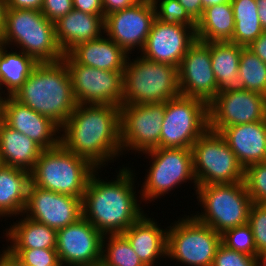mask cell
I'll list each match as a JSON object with an SVG mask.
<instances>
[{"label": "cell", "mask_w": 266, "mask_h": 266, "mask_svg": "<svg viewBox=\"0 0 266 266\" xmlns=\"http://www.w3.org/2000/svg\"><path fill=\"white\" fill-rule=\"evenodd\" d=\"M97 168L62 144L45 149L30 172L34 186L83 198L91 174Z\"/></svg>", "instance_id": "6"}, {"label": "cell", "mask_w": 266, "mask_h": 266, "mask_svg": "<svg viewBox=\"0 0 266 266\" xmlns=\"http://www.w3.org/2000/svg\"><path fill=\"white\" fill-rule=\"evenodd\" d=\"M242 48L243 46L232 42H209L218 93L245 90V83L238 74Z\"/></svg>", "instance_id": "25"}, {"label": "cell", "mask_w": 266, "mask_h": 266, "mask_svg": "<svg viewBox=\"0 0 266 266\" xmlns=\"http://www.w3.org/2000/svg\"><path fill=\"white\" fill-rule=\"evenodd\" d=\"M101 262L106 266H145L122 233L103 236Z\"/></svg>", "instance_id": "32"}, {"label": "cell", "mask_w": 266, "mask_h": 266, "mask_svg": "<svg viewBox=\"0 0 266 266\" xmlns=\"http://www.w3.org/2000/svg\"><path fill=\"white\" fill-rule=\"evenodd\" d=\"M197 40L196 27L163 23L155 19L140 55L178 68L189 47Z\"/></svg>", "instance_id": "19"}, {"label": "cell", "mask_w": 266, "mask_h": 266, "mask_svg": "<svg viewBox=\"0 0 266 266\" xmlns=\"http://www.w3.org/2000/svg\"><path fill=\"white\" fill-rule=\"evenodd\" d=\"M194 193L201 212L196 209L191 215L220 235L248 223L252 200L244 181L201 185Z\"/></svg>", "instance_id": "5"}, {"label": "cell", "mask_w": 266, "mask_h": 266, "mask_svg": "<svg viewBox=\"0 0 266 266\" xmlns=\"http://www.w3.org/2000/svg\"><path fill=\"white\" fill-rule=\"evenodd\" d=\"M164 115L165 102L120 106L122 156L159 148Z\"/></svg>", "instance_id": "12"}, {"label": "cell", "mask_w": 266, "mask_h": 266, "mask_svg": "<svg viewBox=\"0 0 266 266\" xmlns=\"http://www.w3.org/2000/svg\"><path fill=\"white\" fill-rule=\"evenodd\" d=\"M16 266H26L22 265L15 257L13 256H7Z\"/></svg>", "instance_id": "52"}, {"label": "cell", "mask_w": 266, "mask_h": 266, "mask_svg": "<svg viewBox=\"0 0 266 266\" xmlns=\"http://www.w3.org/2000/svg\"><path fill=\"white\" fill-rule=\"evenodd\" d=\"M78 64L108 71H124L129 55L105 33L75 46L68 53Z\"/></svg>", "instance_id": "24"}, {"label": "cell", "mask_w": 266, "mask_h": 266, "mask_svg": "<svg viewBox=\"0 0 266 266\" xmlns=\"http://www.w3.org/2000/svg\"><path fill=\"white\" fill-rule=\"evenodd\" d=\"M6 9L7 7L5 0H0V36L4 29Z\"/></svg>", "instance_id": "47"}, {"label": "cell", "mask_w": 266, "mask_h": 266, "mask_svg": "<svg viewBox=\"0 0 266 266\" xmlns=\"http://www.w3.org/2000/svg\"><path fill=\"white\" fill-rule=\"evenodd\" d=\"M140 1L141 0H102L104 16L118 10L132 7Z\"/></svg>", "instance_id": "42"}, {"label": "cell", "mask_w": 266, "mask_h": 266, "mask_svg": "<svg viewBox=\"0 0 266 266\" xmlns=\"http://www.w3.org/2000/svg\"><path fill=\"white\" fill-rule=\"evenodd\" d=\"M3 121L9 127L28 136L44 150L61 144V127L57 123L21 104L12 96L5 98Z\"/></svg>", "instance_id": "20"}, {"label": "cell", "mask_w": 266, "mask_h": 266, "mask_svg": "<svg viewBox=\"0 0 266 266\" xmlns=\"http://www.w3.org/2000/svg\"><path fill=\"white\" fill-rule=\"evenodd\" d=\"M44 149L28 136L0 123V155L3 164L31 172Z\"/></svg>", "instance_id": "27"}, {"label": "cell", "mask_w": 266, "mask_h": 266, "mask_svg": "<svg viewBox=\"0 0 266 266\" xmlns=\"http://www.w3.org/2000/svg\"><path fill=\"white\" fill-rule=\"evenodd\" d=\"M0 44L17 47L38 63L60 61L64 55L57 42L54 23L38 10L6 9Z\"/></svg>", "instance_id": "4"}, {"label": "cell", "mask_w": 266, "mask_h": 266, "mask_svg": "<svg viewBox=\"0 0 266 266\" xmlns=\"http://www.w3.org/2000/svg\"><path fill=\"white\" fill-rule=\"evenodd\" d=\"M23 215L58 230L82 217V199L30 183Z\"/></svg>", "instance_id": "18"}, {"label": "cell", "mask_w": 266, "mask_h": 266, "mask_svg": "<svg viewBox=\"0 0 266 266\" xmlns=\"http://www.w3.org/2000/svg\"><path fill=\"white\" fill-rule=\"evenodd\" d=\"M73 10V0H43L41 13L51 22H56Z\"/></svg>", "instance_id": "40"}, {"label": "cell", "mask_w": 266, "mask_h": 266, "mask_svg": "<svg viewBox=\"0 0 266 266\" xmlns=\"http://www.w3.org/2000/svg\"><path fill=\"white\" fill-rule=\"evenodd\" d=\"M156 19L152 0H141L132 7L105 16L104 33L128 55L142 51Z\"/></svg>", "instance_id": "14"}, {"label": "cell", "mask_w": 266, "mask_h": 266, "mask_svg": "<svg viewBox=\"0 0 266 266\" xmlns=\"http://www.w3.org/2000/svg\"><path fill=\"white\" fill-rule=\"evenodd\" d=\"M61 144L97 169L120 160V106L77 104L61 127Z\"/></svg>", "instance_id": "2"}, {"label": "cell", "mask_w": 266, "mask_h": 266, "mask_svg": "<svg viewBox=\"0 0 266 266\" xmlns=\"http://www.w3.org/2000/svg\"><path fill=\"white\" fill-rule=\"evenodd\" d=\"M235 19L231 2L204 9L196 22V38L203 42H231Z\"/></svg>", "instance_id": "29"}, {"label": "cell", "mask_w": 266, "mask_h": 266, "mask_svg": "<svg viewBox=\"0 0 266 266\" xmlns=\"http://www.w3.org/2000/svg\"><path fill=\"white\" fill-rule=\"evenodd\" d=\"M96 266H106L102 262L98 263Z\"/></svg>", "instance_id": "55"}, {"label": "cell", "mask_w": 266, "mask_h": 266, "mask_svg": "<svg viewBox=\"0 0 266 266\" xmlns=\"http://www.w3.org/2000/svg\"><path fill=\"white\" fill-rule=\"evenodd\" d=\"M136 56L129 55L123 72V105L167 102L180 95L177 67Z\"/></svg>", "instance_id": "7"}, {"label": "cell", "mask_w": 266, "mask_h": 266, "mask_svg": "<svg viewBox=\"0 0 266 266\" xmlns=\"http://www.w3.org/2000/svg\"><path fill=\"white\" fill-rule=\"evenodd\" d=\"M208 128V104L200 98L179 95L165 102L160 147L191 149Z\"/></svg>", "instance_id": "11"}, {"label": "cell", "mask_w": 266, "mask_h": 266, "mask_svg": "<svg viewBox=\"0 0 266 266\" xmlns=\"http://www.w3.org/2000/svg\"><path fill=\"white\" fill-rule=\"evenodd\" d=\"M178 2L195 22L202 17L203 7L201 0H178Z\"/></svg>", "instance_id": "44"}, {"label": "cell", "mask_w": 266, "mask_h": 266, "mask_svg": "<svg viewBox=\"0 0 266 266\" xmlns=\"http://www.w3.org/2000/svg\"><path fill=\"white\" fill-rule=\"evenodd\" d=\"M4 166L1 155H0V169Z\"/></svg>", "instance_id": "53"}, {"label": "cell", "mask_w": 266, "mask_h": 266, "mask_svg": "<svg viewBox=\"0 0 266 266\" xmlns=\"http://www.w3.org/2000/svg\"><path fill=\"white\" fill-rule=\"evenodd\" d=\"M243 181L252 203L266 204V161L247 166Z\"/></svg>", "instance_id": "36"}, {"label": "cell", "mask_w": 266, "mask_h": 266, "mask_svg": "<svg viewBox=\"0 0 266 266\" xmlns=\"http://www.w3.org/2000/svg\"><path fill=\"white\" fill-rule=\"evenodd\" d=\"M62 127L77 106L71 77L63 60L38 63L12 96Z\"/></svg>", "instance_id": "3"}, {"label": "cell", "mask_w": 266, "mask_h": 266, "mask_svg": "<svg viewBox=\"0 0 266 266\" xmlns=\"http://www.w3.org/2000/svg\"><path fill=\"white\" fill-rule=\"evenodd\" d=\"M231 5L235 19L231 42L248 47L264 32L256 0H231Z\"/></svg>", "instance_id": "31"}, {"label": "cell", "mask_w": 266, "mask_h": 266, "mask_svg": "<svg viewBox=\"0 0 266 266\" xmlns=\"http://www.w3.org/2000/svg\"><path fill=\"white\" fill-rule=\"evenodd\" d=\"M0 44L2 93L13 96L25 83L38 62L26 53ZM15 51V52H14Z\"/></svg>", "instance_id": "30"}, {"label": "cell", "mask_w": 266, "mask_h": 266, "mask_svg": "<svg viewBox=\"0 0 266 266\" xmlns=\"http://www.w3.org/2000/svg\"><path fill=\"white\" fill-rule=\"evenodd\" d=\"M146 212L122 234L145 266H158L166 262L167 227H163ZM159 224V225H158ZM166 227V228H165ZM159 260V261H158Z\"/></svg>", "instance_id": "21"}, {"label": "cell", "mask_w": 266, "mask_h": 266, "mask_svg": "<svg viewBox=\"0 0 266 266\" xmlns=\"http://www.w3.org/2000/svg\"><path fill=\"white\" fill-rule=\"evenodd\" d=\"M248 224L253 231L256 257H258V254L266 251V204H251Z\"/></svg>", "instance_id": "38"}, {"label": "cell", "mask_w": 266, "mask_h": 266, "mask_svg": "<svg viewBox=\"0 0 266 266\" xmlns=\"http://www.w3.org/2000/svg\"><path fill=\"white\" fill-rule=\"evenodd\" d=\"M6 228L3 236L10 245L4 249H56L57 230L23 214Z\"/></svg>", "instance_id": "26"}, {"label": "cell", "mask_w": 266, "mask_h": 266, "mask_svg": "<svg viewBox=\"0 0 266 266\" xmlns=\"http://www.w3.org/2000/svg\"><path fill=\"white\" fill-rule=\"evenodd\" d=\"M0 92H2V80H1V74H0Z\"/></svg>", "instance_id": "54"}, {"label": "cell", "mask_w": 266, "mask_h": 266, "mask_svg": "<svg viewBox=\"0 0 266 266\" xmlns=\"http://www.w3.org/2000/svg\"><path fill=\"white\" fill-rule=\"evenodd\" d=\"M171 222L167 230L166 259L184 266H212L221 235L191 214Z\"/></svg>", "instance_id": "9"}, {"label": "cell", "mask_w": 266, "mask_h": 266, "mask_svg": "<svg viewBox=\"0 0 266 266\" xmlns=\"http://www.w3.org/2000/svg\"><path fill=\"white\" fill-rule=\"evenodd\" d=\"M30 183V172L26 170L6 165L0 169L1 221L4 218V221H6L9 217L16 219L23 214L26 207Z\"/></svg>", "instance_id": "28"}, {"label": "cell", "mask_w": 266, "mask_h": 266, "mask_svg": "<svg viewBox=\"0 0 266 266\" xmlns=\"http://www.w3.org/2000/svg\"><path fill=\"white\" fill-rule=\"evenodd\" d=\"M212 266H257V257L229 249L221 243L216 251Z\"/></svg>", "instance_id": "39"}, {"label": "cell", "mask_w": 266, "mask_h": 266, "mask_svg": "<svg viewBox=\"0 0 266 266\" xmlns=\"http://www.w3.org/2000/svg\"><path fill=\"white\" fill-rule=\"evenodd\" d=\"M73 9L88 14L104 16L102 0H73Z\"/></svg>", "instance_id": "41"}, {"label": "cell", "mask_w": 266, "mask_h": 266, "mask_svg": "<svg viewBox=\"0 0 266 266\" xmlns=\"http://www.w3.org/2000/svg\"><path fill=\"white\" fill-rule=\"evenodd\" d=\"M238 74L245 83V90L266 96V63L247 47L242 48Z\"/></svg>", "instance_id": "33"}, {"label": "cell", "mask_w": 266, "mask_h": 266, "mask_svg": "<svg viewBox=\"0 0 266 266\" xmlns=\"http://www.w3.org/2000/svg\"><path fill=\"white\" fill-rule=\"evenodd\" d=\"M103 234L83 216L57 230L56 251L62 266H96L102 259Z\"/></svg>", "instance_id": "16"}, {"label": "cell", "mask_w": 266, "mask_h": 266, "mask_svg": "<svg viewBox=\"0 0 266 266\" xmlns=\"http://www.w3.org/2000/svg\"><path fill=\"white\" fill-rule=\"evenodd\" d=\"M0 266H16L3 252H0Z\"/></svg>", "instance_id": "49"}, {"label": "cell", "mask_w": 266, "mask_h": 266, "mask_svg": "<svg viewBox=\"0 0 266 266\" xmlns=\"http://www.w3.org/2000/svg\"><path fill=\"white\" fill-rule=\"evenodd\" d=\"M6 256L15 257L26 266H62L56 249H3Z\"/></svg>", "instance_id": "35"}, {"label": "cell", "mask_w": 266, "mask_h": 266, "mask_svg": "<svg viewBox=\"0 0 266 266\" xmlns=\"http://www.w3.org/2000/svg\"><path fill=\"white\" fill-rule=\"evenodd\" d=\"M156 18L163 23L182 24L196 27V22L188 15L178 0H152Z\"/></svg>", "instance_id": "37"}, {"label": "cell", "mask_w": 266, "mask_h": 266, "mask_svg": "<svg viewBox=\"0 0 266 266\" xmlns=\"http://www.w3.org/2000/svg\"><path fill=\"white\" fill-rule=\"evenodd\" d=\"M257 266H266V251H263L258 254Z\"/></svg>", "instance_id": "50"}, {"label": "cell", "mask_w": 266, "mask_h": 266, "mask_svg": "<svg viewBox=\"0 0 266 266\" xmlns=\"http://www.w3.org/2000/svg\"><path fill=\"white\" fill-rule=\"evenodd\" d=\"M247 48L266 63V31H264Z\"/></svg>", "instance_id": "45"}, {"label": "cell", "mask_w": 266, "mask_h": 266, "mask_svg": "<svg viewBox=\"0 0 266 266\" xmlns=\"http://www.w3.org/2000/svg\"><path fill=\"white\" fill-rule=\"evenodd\" d=\"M180 95L200 98L209 104L218 94L209 42L196 40L177 68Z\"/></svg>", "instance_id": "17"}, {"label": "cell", "mask_w": 266, "mask_h": 266, "mask_svg": "<svg viewBox=\"0 0 266 266\" xmlns=\"http://www.w3.org/2000/svg\"><path fill=\"white\" fill-rule=\"evenodd\" d=\"M191 150L197 186L244 180V168L219 133L208 128Z\"/></svg>", "instance_id": "10"}, {"label": "cell", "mask_w": 266, "mask_h": 266, "mask_svg": "<svg viewBox=\"0 0 266 266\" xmlns=\"http://www.w3.org/2000/svg\"><path fill=\"white\" fill-rule=\"evenodd\" d=\"M150 161L142 180L140 196L149 205L162 198L184 183L193 184L196 192L197 181L193 171V156L190 148H154L142 153ZM190 182V183H189ZM162 196V197H161Z\"/></svg>", "instance_id": "8"}, {"label": "cell", "mask_w": 266, "mask_h": 266, "mask_svg": "<svg viewBox=\"0 0 266 266\" xmlns=\"http://www.w3.org/2000/svg\"><path fill=\"white\" fill-rule=\"evenodd\" d=\"M71 77L77 104L123 105V72L78 64L69 54L62 59Z\"/></svg>", "instance_id": "13"}, {"label": "cell", "mask_w": 266, "mask_h": 266, "mask_svg": "<svg viewBox=\"0 0 266 266\" xmlns=\"http://www.w3.org/2000/svg\"><path fill=\"white\" fill-rule=\"evenodd\" d=\"M7 9H26L41 11L43 0H5Z\"/></svg>", "instance_id": "43"}, {"label": "cell", "mask_w": 266, "mask_h": 266, "mask_svg": "<svg viewBox=\"0 0 266 266\" xmlns=\"http://www.w3.org/2000/svg\"><path fill=\"white\" fill-rule=\"evenodd\" d=\"M118 168L111 180L101 179L103 169H96L82 198V216L103 235L123 233L145 213L136 189L138 173L127 163Z\"/></svg>", "instance_id": "1"}, {"label": "cell", "mask_w": 266, "mask_h": 266, "mask_svg": "<svg viewBox=\"0 0 266 266\" xmlns=\"http://www.w3.org/2000/svg\"><path fill=\"white\" fill-rule=\"evenodd\" d=\"M221 243L229 249L256 257L254 235L248 223L225 231L221 234Z\"/></svg>", "instance_id": "34"}, {"label": "cell", "mask_w": 266, "mask_h": 266, "mask_svg": "<svg viewBox=\"0 0 266 266\" xmlns=\"http://www.w3.org/2000/svg\"><path fill=\"white\" fill-rule=\"evenodd\" d=\"M203 11L205 8L213 6V5H220L224 3H230L231 0H201Z\"/></svg>", "instance_id": "48"}, {"label": "cell", "mask_w": 266, "mask_h": 266, "mask_svg": "<svg viewBox=\"0 0 266 266\" xmlns=\"http://www.w3.org/2000/svg\"><path fill=\"white\" fill-rule=\"evenodd\" d=\"M0 92V123L3 121V113H4V101L6 96Z\"/></svg>", "instance_id": "51"}, {"label": "cell", "mask_w": 266, "mask_h": 266, "mask_svg": "<svg viewBox=\"0 0 266 266\" xmlns=\"http://www.w3.org/2000/svg\"><path fill=\"white\" fill-rule=\"evenodd\" d=\"M209 129L223 128L266 119V96L249 90L218 93L208 104Z\"/></svg>", "instance_id": "15"}, {"label": "cell", "mask_w": 266, "mask_h": 266, "mask_svg": "<svg viewBox=\"0 0 266 266\" xmlns=\"http://www.w3.org/2000/svg\"><path fill=\"white\" fill-rule=\"evenodd\" d=\"M219 134L244 169L249 165L266 161V119L229 126L223 128Z\"/></svg>", "instance_id": "22"}, {"label": "cell", "mask_w": 266, "mask_h": 266, "mask_svg": "<svg viewBox=\"0 0 266 266\" xmlns=\"http://www.w3.org/2000/svg\"><path fill=\"white\" fill-rule=\"evenodd\" d=\"M261 27L266 31V0H256Z\"/></svg>", "instance_id": "46"}, {"label": "cell", "mask_w": 266, "mask_h": 266, "mask_svg": "<svg viewBox=\"0 0 266 266\" xmlns=\"http://www.w3.org/2000/svg\"><path fill=\"white\" fill-rule=\"evenodd\" d=\"M105 16L84 13L73 9L54 22L57 42L64 54L78 44L97 39L104 34Z\"/></svg>", "instance_id": "23"}]
</instances>
